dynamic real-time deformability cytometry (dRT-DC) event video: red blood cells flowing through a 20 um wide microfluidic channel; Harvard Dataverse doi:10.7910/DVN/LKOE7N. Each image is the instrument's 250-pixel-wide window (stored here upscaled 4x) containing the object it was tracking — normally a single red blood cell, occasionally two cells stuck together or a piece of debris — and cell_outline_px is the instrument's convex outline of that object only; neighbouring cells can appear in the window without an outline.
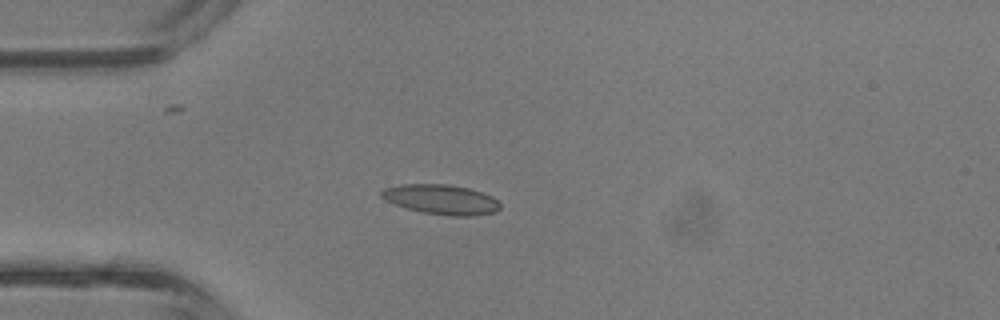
{"species": "common noctule bat (a hibernating species)", "species_latin": "Nyctalus noctula", "temperature_condition": "room temperature", "stored_images_in_passage": 3, "camera_frame_rate_fps": 3000, "um_per_image_px": 0.085, "animal": {"sex": "male", "body_mass_g": 13.3}, "frame": {"image": 1, "passage_image": 3, "time_ms": 0.667, "image_size_px": [1000, 320], "cell_outline_px": [[500, 208], [496, 212], [472, 216], [452, 216], [424, 212], [408, 208], [396, 204], [380, 196], [380, 192], [384, 188], [400, 184], [448, 184], [468, 188], [492, 196], [500, 204]], "centroid_in_image_um": [37.52, 16.95], "position_along_channel_um": 47.5, "area_um2": 20.4}}